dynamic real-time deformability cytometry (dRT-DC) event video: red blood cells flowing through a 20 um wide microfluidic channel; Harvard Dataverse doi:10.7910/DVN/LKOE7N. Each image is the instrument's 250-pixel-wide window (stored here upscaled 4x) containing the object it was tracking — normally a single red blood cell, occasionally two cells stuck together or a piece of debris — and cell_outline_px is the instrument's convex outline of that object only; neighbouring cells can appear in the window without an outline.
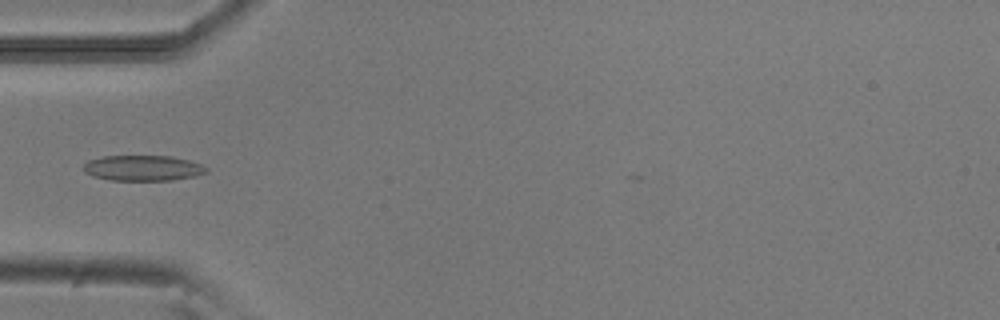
{"species": "common noctule bat (a hibernating species)", "species_latin": "Nyctalus noctula", "temperature_condition": "room temperature", "stored_images_in_passage": 5, "camera_frame_rate_fps": 3000, "um_per_image_px": 0.085, "animal": {"sex": "male", "body_mass_g": 20.5, "forearm_length_mm": 52.5}, "frame": {"image": 1, "passage_image": 5, "time_ms": 1.333, "image_size_px": [1000, 320], "cell_outline_px": [[208, 172], [196, 176], [172, 180], [108, 180], [92, 176], [84, 172], [84, 164], [88, 160], [104, 156], [172, 156], [188, 160], [200, 164], [208, 168]], "centroid_in_image_um": [12.14, 14.29], "position_along_channel_um": 72.9, "area_um2": 18.32}}